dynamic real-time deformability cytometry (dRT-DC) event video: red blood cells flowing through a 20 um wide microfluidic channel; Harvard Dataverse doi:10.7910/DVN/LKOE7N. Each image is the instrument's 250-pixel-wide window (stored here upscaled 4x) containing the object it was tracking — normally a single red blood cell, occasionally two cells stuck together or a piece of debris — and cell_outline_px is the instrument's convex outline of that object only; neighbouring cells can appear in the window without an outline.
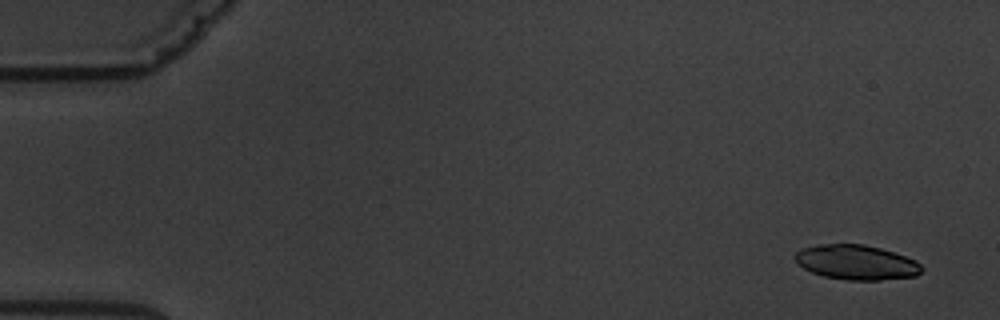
{"species": "common noctule bat (a hibernating species)", "species_latin": "Nyctalus noctula", "temperature_condition": "warm", "stored_images_in_passage": 5, "camera_frame_rate_fps": 3000, "um_per_image_px": 0.085, "animal": {"sex": "male", "body_mass_g": 19.5, "forearm_length_mm": 54.6}, "frame": {"image": 1, "passage_image": 1, "time_ms": 0.0, "image_size_px": [1000, 320], "cell_outline_px": [[924, 268], [916, 276], [880, 280], [848, 280], [824, 276], [812, 272], [804, 268], [792, 256], [796, 252], [804, 248], [820, 244], [864, 244], [880, 248], [916, 260]], "centroid_in_image_um": [72.8, 22.3], "position_along_channel_um": 12.2, "area_um2": 25.49}}
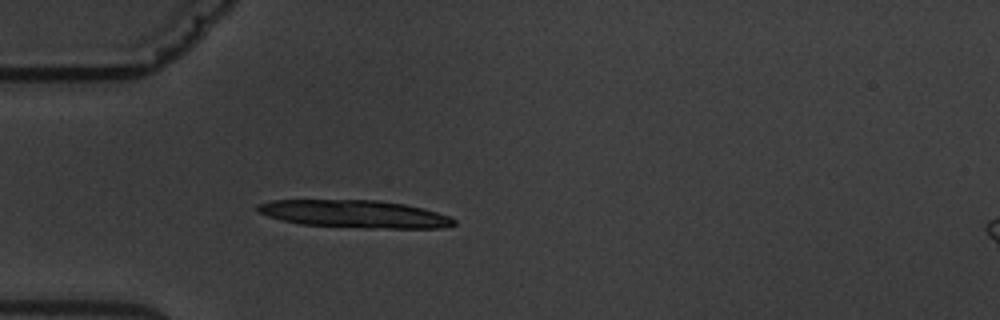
{"frame": {"image": 2, "passage_image": 5, "time_ms": 4.667, "image_size_px": [1000, 320], "cell_outline_px": [[456, 224], [444, 228], [364, 228], [300, 224], [280, 220], [268, 216], [260, 212], [256, 208], [256, 204], [272, 200], [376, 200], [404, 204], [424, 208], [448, 216], [456, 220]], "centroid_in_image_um": [30.14, 18.19], "position_along_channel_um": 54.9, "area_um2": 31.67}}